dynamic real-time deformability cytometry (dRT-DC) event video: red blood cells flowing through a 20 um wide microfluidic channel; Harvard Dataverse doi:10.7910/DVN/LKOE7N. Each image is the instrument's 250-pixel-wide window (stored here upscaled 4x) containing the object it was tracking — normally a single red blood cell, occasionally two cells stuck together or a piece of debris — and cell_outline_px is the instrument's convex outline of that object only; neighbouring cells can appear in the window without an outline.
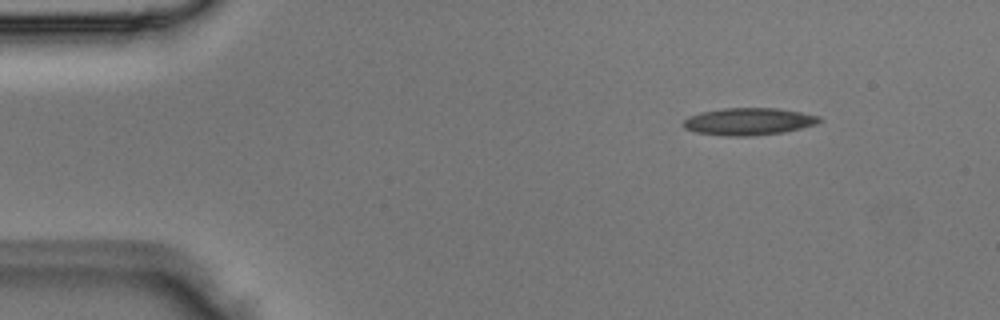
{"species": "Egyptian fruit bat (a non-hibernating species)", "species_latin": "Rousettus aegyptiacus", "temperature_condition": "room temperature", "stored_images_in_passage": 5, "camera_frame_rate_fps": 3000, "um_per_image_px": 0.085, "animal": {"sex": "male"}, "frame": {"image": 1, "passage_image": 5, "time_ms": 1.333, "image_size_px": [1000, 320], "cell_outline_px": [[824, 120], [816, 124], [784, 132], [752, 136], [728, 136], [696, 132], [684, 128], [684, 120], [688, 116], [700, 112], [724, 108], [776, 108], [800, 112], [820, 116]], "centroid_in_image_um": [63.65, 10.32], "position_along_channel_um": 21.4, "area_um2": 21.56}}